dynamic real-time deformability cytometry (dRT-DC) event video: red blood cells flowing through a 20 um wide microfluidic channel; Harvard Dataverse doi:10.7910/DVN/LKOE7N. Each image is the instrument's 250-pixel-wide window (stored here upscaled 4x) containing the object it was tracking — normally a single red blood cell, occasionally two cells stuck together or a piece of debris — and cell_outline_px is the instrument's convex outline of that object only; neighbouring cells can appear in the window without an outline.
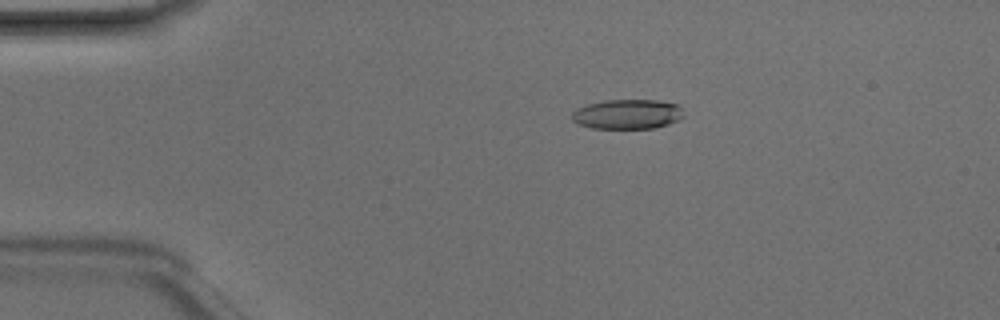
{"species": "Egyptian fruit bat (a non-hibernating species)", "species_latin": "Rousettus aegyptiacus", "temperature_condition": "room temperature", "stored_images_in_passage": 49, "camera_frame_rate_fps": 3000, "um_per_image_px": 0.085, "animal": {"sex": "male"}, "frame": {"image": 1, "passage_image": 10, "time_ms": 3.0, "image_size_px": [1000, 320], "cell_outline_px": [[684, 116], [668, 124], [652, 128], [592, 128], [576, 124], [572, 120], [572, 112], [576, 108], [588, 104], [604, 100], [656, 100], [680, 104]], "centroid_in_image_um": [53.31, 9.7], "position_along_channel_um": 31.7, "area_um2": 19.42}}
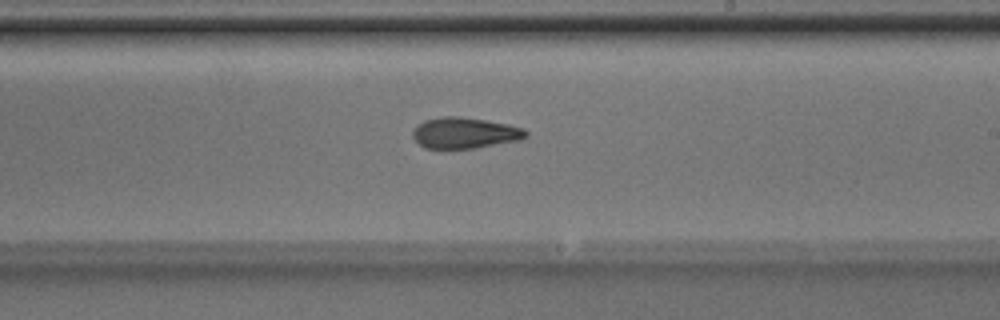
{"frame": {"image": 2, "passage_image": 29, "time_ms": 9.333, "image_size_px": [1000, 320], "cell_outline_px": [[528, 136], [520, 140], [476, 148], [424, 148], [412, 136], [412, 128], [416, 124], [424, 120], [440, 116], [460, 116], [508, 124], [524, 128], [528, 132]], "centroid_in_image_um": [39.49, 11.29], "position_along_channel_um": 249.5, "area_um2": 20.63}}
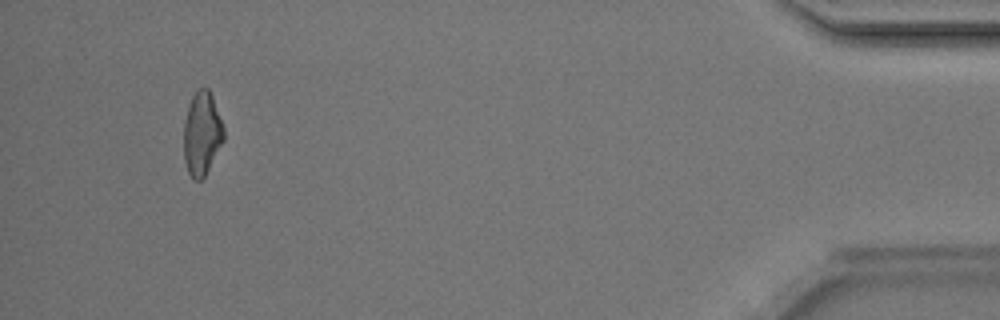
{"frame": {"image": 3, "passage_image": 46, "time_ms": 15.0, "image_size_px": [1000, 320], "cell_outline_px": [[224, 140], [204, 176], [200, 180], [196, 180], [188, 172], [184, 160], [184, 120], [192, 96], [200, 88], [208, 88], [212, 96], [224, 128]], "centroid_in_image_um": [17.16, 11.35], "position_along_channel_um": 418.0, "area_um2": 19.13}, "authors_computed_cell_mechanics": {"area_um2": 20.4612, "velocity_mm_per_s": 4.2395, "shape_relaxation_time_tau1_ms": null, "shape_relaxation_time_tau2_ms": 3.8492, "deformation_change_tau1": null, "deformation_change_tau2": 0.1308}}